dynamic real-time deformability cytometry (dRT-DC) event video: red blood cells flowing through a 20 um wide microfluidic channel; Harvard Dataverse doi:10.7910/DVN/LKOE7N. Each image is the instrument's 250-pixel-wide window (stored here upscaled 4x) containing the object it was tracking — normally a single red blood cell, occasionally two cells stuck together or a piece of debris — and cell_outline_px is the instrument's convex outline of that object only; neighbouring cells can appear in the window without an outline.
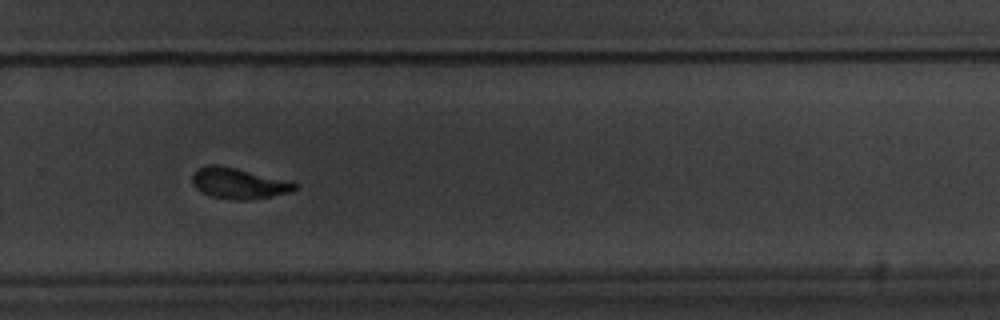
{"species": "common noctule bat (a hibernating species)", "species_latin": "Nyctalus noctula", "temperature_condition": "warm", "stored_images_in_passage": 13, "segment_of_instrument_passage": [1, 2], "camera_frame_rate_fps": 3000, "um_per_image_px": 0.085, "animal": {"sex": "male", "body_mass_g": 20.1, "forearm_length_mm": 53.5}, "frame": {"image": 1, "passage_image": 11, "time_ms": 12.667, "image_size_px": [1000, 320], "cell_outline_px": [[300, 184], [292, 192], [272, 196], [244, 200], [232, 200], [212, 196], [196, 188], [192, 184], [192, 176], [200, 168], [208, 164], [216, 164], [236, 168], [292, 180]], "centroid_in_image_um": [20.36, 15.57], "position_along_channel_um": 309.4, "area_um2": 18.55}}